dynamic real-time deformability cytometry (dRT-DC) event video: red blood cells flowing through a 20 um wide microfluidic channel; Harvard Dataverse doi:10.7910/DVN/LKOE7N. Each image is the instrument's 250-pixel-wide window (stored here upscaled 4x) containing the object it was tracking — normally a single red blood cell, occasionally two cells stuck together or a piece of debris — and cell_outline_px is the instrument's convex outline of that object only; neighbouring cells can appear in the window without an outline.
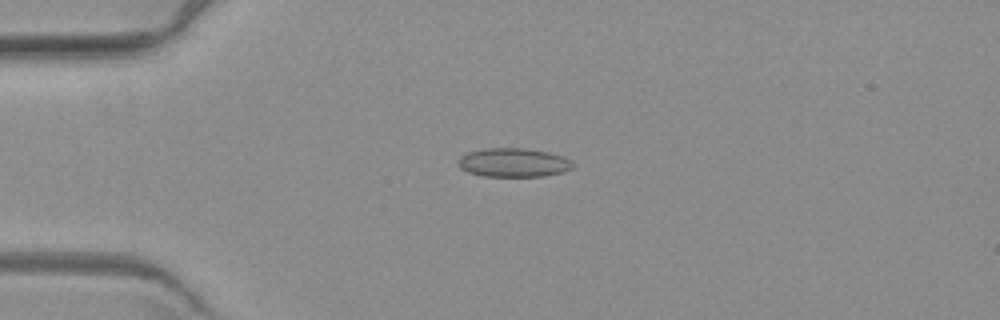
{"species": "common noctule bat (a hibernating species)", "species_latin": "Nyctalus noctula", "temperature_condition": "warm", "stored_images_in_passage": 6, "camera_frame_rate_fps": 3000, "um_per_image_px": 0.085, "animal": {"sex": "female", "body_mass_g": 19.3, "forearm_length_mm": 54.1}, "frame": {"image": 1, "passage_image": 4, "time_ms": 3.333, "image_size_px": [1000, 320], "cell_outline_px": [[576, 164], [572, 168], [560, 172], [544, 176], [484, 176], [468, 172], [460, 168], [456, 164], [456, 160], [460, 156], [468, 152], [484, 148], [524, 148], [548, 152], [564, 156]], "centroid_in_image_um": [43.62, 13.81], "position_along_channel_um": 41.4, "area_um2": 19.42}}
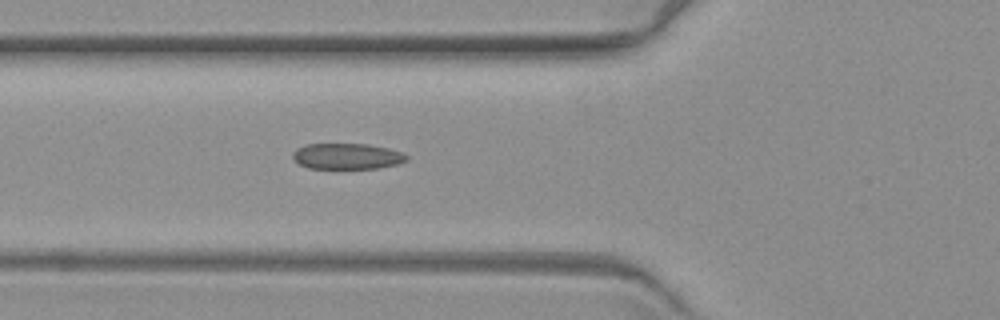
{"frame": {"image": 2, "passage_image": 6, "time_ms": 5.667, "image_size_px": [1000, 320], "cell_outline_px": [[408, 160], [400, 164], [380, 168], [308, 168], [300, 164], [292, 156], [292, 152], [296, 148], [304, 144], [368, 144], [388, 148], [400, 152], [408, 156]], "centroid_in_image_um": [29.51, 13.28], "position_along_channel_um": 96.3, "area_um2": 17.22}}